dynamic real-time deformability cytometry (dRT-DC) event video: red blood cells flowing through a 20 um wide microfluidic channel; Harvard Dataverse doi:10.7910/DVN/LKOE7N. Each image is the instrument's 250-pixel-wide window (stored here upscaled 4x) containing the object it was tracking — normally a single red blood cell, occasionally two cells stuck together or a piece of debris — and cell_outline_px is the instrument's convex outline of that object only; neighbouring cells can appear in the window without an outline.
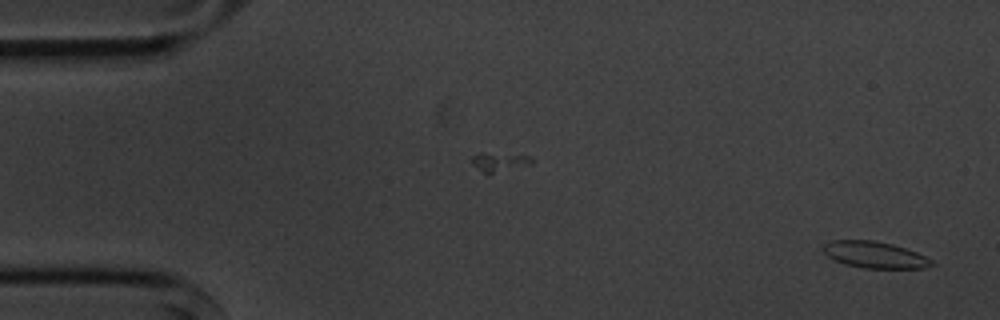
{"species": "common noctule bat (a hibernating species)", "species_latin": "Nyctalus noctula", "temperature_condition": "cold", "stored_images_in_passage": 2, "camera_frame_rate_fps": 3000, "um_per_image_px": 0.085, "animal": {"sex": "male", "body_mass_g": 20.1, "forearm_length_mm": 53.5}, "frame": {"image": 1, "passage_image": 2, "time_ms": 1.333, "image_size_px": [1000, 320], "cell_outline_px": [[936, 264], [924, 268], [864, 268], [844, 264], [828, 256], [820, 248], [828, 240], [872, 240], [892, 244], [916, 252], [932, 260]], "centroid_in_image_um": [74.32, 21.65], "position_along_channel_um": 10.7, "area_um2": 16.76}}